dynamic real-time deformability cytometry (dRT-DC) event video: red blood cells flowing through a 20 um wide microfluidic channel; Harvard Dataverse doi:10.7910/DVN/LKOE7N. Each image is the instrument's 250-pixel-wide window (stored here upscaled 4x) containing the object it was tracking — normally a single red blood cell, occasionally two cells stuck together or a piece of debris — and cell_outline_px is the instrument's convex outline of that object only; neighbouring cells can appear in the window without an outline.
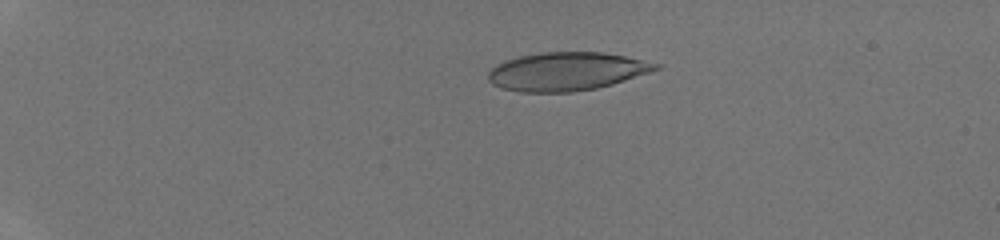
{"species": "human", "species_latin": "Homo sapiens", "temperature_condition": "room temperature", "stored_images_in_passage": 40, "camera_frame_rate_fps": 3000, "um_per_image_px": 0.085, "donor": {"sex": "male"}, "frame": {"image": 1, "passage_image": 5, "time_ms": 1.333, "image_size_px": [1000, 240], "cell_outline_px": [[660, 68], [612, 84], [596, 88], [572, 92], [520, 92], [500, 88], [492, 84], [488, 80], [488, 72], [496, 64], [504, 60], [520, 56], [544, 52], [604, 52], [624, 56], [660, 64]], "centroid_in_image_um": [48.1, 6.07], "position_along_channel_um": 36.9, "area_um2": 37.28}}
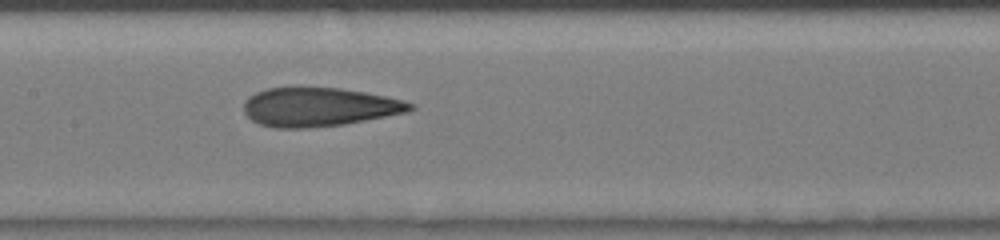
{"frame": {"image": 2, "passage_image": 20, "time_ms": 6.333, "image_size_px": [1000, 240], "cell_outline_px": [[416, 108], [408, 112], [344, 124], [308, 128], [272, 128], [260, 124], [252, 120], [244, 112], [244, 100], [248, 96], [256, 92], [268, 88], [296, 84], [340, 88], [364, 92], [404, 100], [416, 104]], "centroid_in_image_um": [27.08, 9.06], "position_along_channel_um": 180.3, "area_um2": 38.67}}
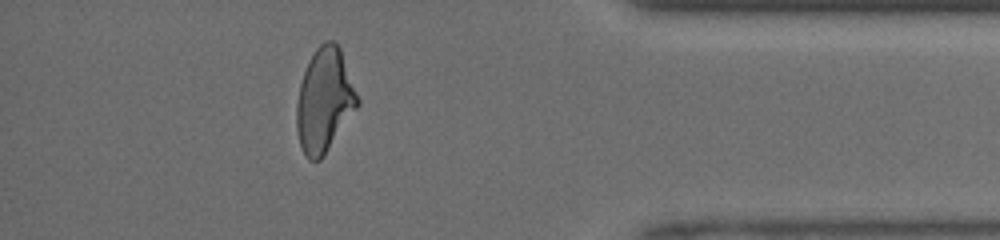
{"frame": {"image": 3, "passage_image": 36, "time_ms": 11.667, "image_size_px": [1000, 240], "cell_outline_px": [[360, 104], [324, 156], [320, 160], [308, 160], [300, 144], [296, 128], [296, 104], [300, 84], [304, 72], [316, 48], [324, 40], [332, 40], [340, 48], [360, 100]], "centroid_in_image_um": [27.58, 8.54], "position_along_channel_um": 407.6, "area_um2": 36.7}}